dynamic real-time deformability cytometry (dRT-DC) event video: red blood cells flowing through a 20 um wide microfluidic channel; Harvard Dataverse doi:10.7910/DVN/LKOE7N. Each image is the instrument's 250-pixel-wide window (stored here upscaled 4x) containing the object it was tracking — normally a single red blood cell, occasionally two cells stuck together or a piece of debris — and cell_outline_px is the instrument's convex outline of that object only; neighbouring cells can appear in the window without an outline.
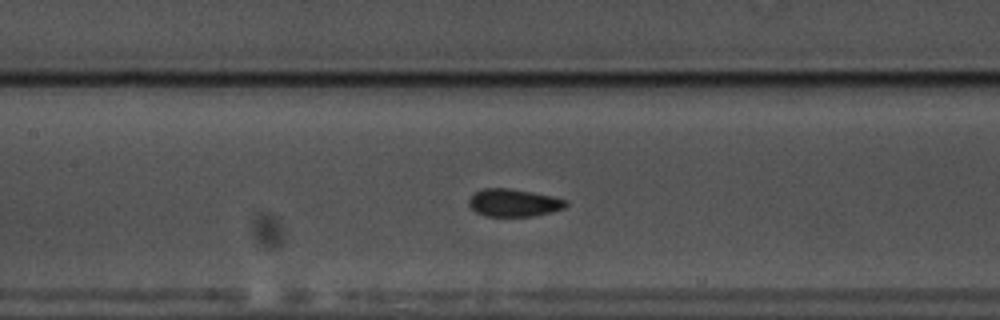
{"species": "common noctule bat (a hibernating species)", "species_latin": "Nyctalus noctula", "temperature_condition": "warm", "stored_images_in_passage": 60, "camera_frame_rate_fps": 3000, "um_per_image_px": 0.085, "animal": {"sex": "male", "body_mass_g": 17.5, "forearm_length_mm": 52.3}, "frame": {"image": 1, "passage_image": 28, "time_ms": 9.0, "image_size_px": [1000, 320], "cell_outline_px": [[568, 204], [564, 208], [552, 212], [532, 216], [484, 216], [476, 212], [468, 204], [468, 200], [476, 192], [484, 188], [508, 188], [532, 192], [552, 196], [568, 200]], "centroid_in_image_um": [43.68, 17.24], "position_along_channel_um": 163.7, "area_um2": 15.61}}
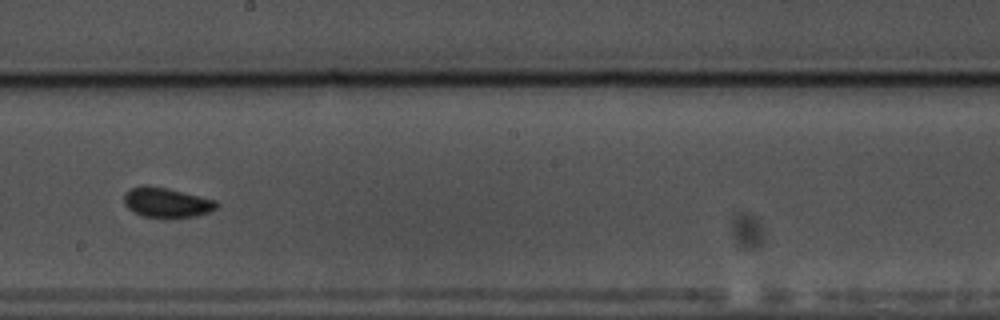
{"frame": {"image": 2, "passage_image": 34, "time_ms": 11.0, "image_size_px": [1000, 320], "cell_outline_px": [[220, 204], [216, 208], [208, 212], [196, 216], [168, 220], [144, 216], [132, 212], [124, 204], [124, 192], [132, 188], [144, 184], [148, 184], [168, 188], [216, 200]], "centroid_in_image_um": [14.15, 17.23], "position_along_channel_um": 234.1, "area_um2": 16.7}}
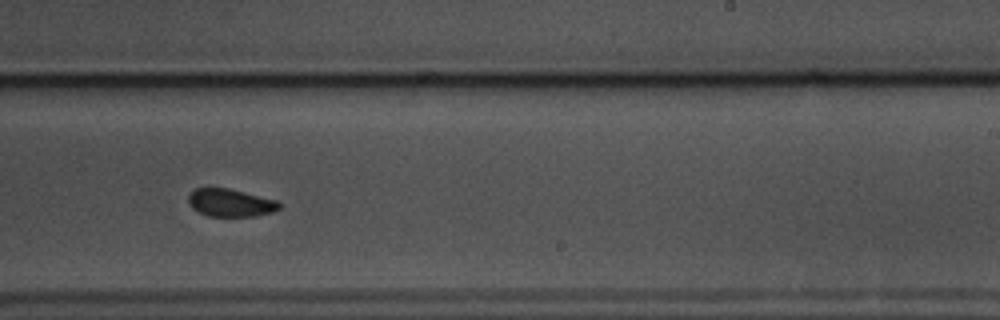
{"frame": {"image": 3, "passage_image": 37, "time_ms": 12.0, "image_size_px": [1000, 320], "cell_outline_px": [[284, 204], [280, 208], [272, 212], [256, 216], [208, 216], [192, 208], [188, 204], [188, 196], [196, 188], [228, 188], [276, 200]], "centroid_in_image_um": [19.61, 17.24], "position_along_channel_um": 269.4, "area_um2": 14.68}, "authors_computed_cell_mechanics": {"area_um2": 15.2881, "velocity_mm_per_s": 3.5406, "shape_relaxation_time_tau1_ms": 4.0974, "shape_relaxation_time_tau2_ms": 1.3047, "deformation_change_tau1": 0.0777, "deformation_change_tau2": 0.0533}}